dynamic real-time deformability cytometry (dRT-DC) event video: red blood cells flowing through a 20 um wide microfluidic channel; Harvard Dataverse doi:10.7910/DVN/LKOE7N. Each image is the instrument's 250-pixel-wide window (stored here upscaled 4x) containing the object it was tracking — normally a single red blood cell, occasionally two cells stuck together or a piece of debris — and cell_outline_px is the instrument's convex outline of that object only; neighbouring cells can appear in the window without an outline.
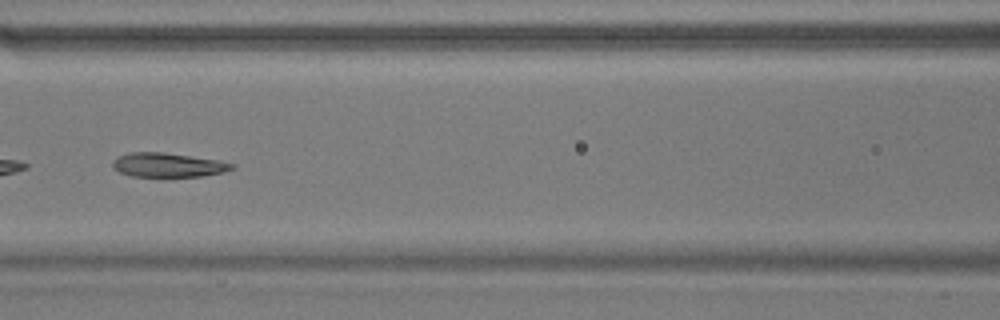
{"species": "common noctule bat (a hibernating species)", "species_latin": "Nyctalus noctula", "temperature_condition": "warm", "stored_images_in_passage": 41, "camera_frame_rate_fps": 3000, "um_per_image_px": 0.085, "animal": {"sex": "male", "body_mass_g": 17.9}, "frame": {"image": 1, "passage_image": 12, "time_ms": 3.667, "image_size_px": [1000, 320], "cell_outline_px": [[236, 168], [224, 172], [204, 176], [160, 180], [132, 176], [120, 172], [112, 168], [112, 160], [128, 152], [164, 152], [220, 160], [236, 164]], "centroid_in_image_um": [14.3, 14.08], "position_along_channel_um": 152.3, "area_um2": 17.98}, "authors_computed_cell_mechanics": {"area_um2": 17.9758, "velocity_mm_per_s": 3.6523, "shape_relaxation_time_tau1_ms": 5.6219, "shape_relaxation_time_tau2_ms": 2.0318, "deformation_change_tau1": 0.1555, "deformation_change_tau2": 0.0798}}